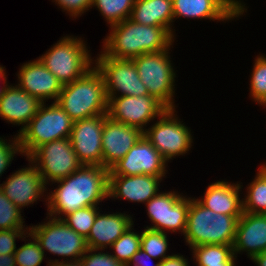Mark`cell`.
<instances>
[{
	"label": "cell",
	"mask_w": 266,
	"mask_h": 266,
	"mask_svg": "<svg viewBox=\"0 0 266 266\" xmlns=\"http://www.w3.org/2000/svg\"><path fill=\"white\" fill-rule=\"evenodd\" d=\"M167 233L145 228L141 232L140 249L146 252L153 259L161 262L163 259L171 256L166 255L170 244H168Z\"/></svg>",
	"instance_id": "obj_29"
},
{
	"label": "cell",
	"mask_w": 266,
	"mask_h": 266,
	"mask_svg": "<svg viewBox=\"0 0 266 266\" xmlns=\"http://www.w3.org/2000/svg\"><path fill=\"white\" fill-rule=\"evenodd\" d=\"M266 251V214L244 212L238 219L233 253L247 252L248 258Z\"/></svg>",
	"instance_id": "obj_21"
},
{
	"label": "cell",
	"mask_w": 266,
	"mask_h": 266,
	"mask_svg": "<svg viewBox=\"0 0 266 266\" xmlns=\"http://www.w3.org/2000/svg\"><path fill=\"white\" fill-rule=\"evenodd\" d=\"M260 106L266 107V102L262 103Z\"/></svg>",
	"instance_id": "obj_46"
},
{
	"label": "cell",
	"mask_w": 266,
	"mask_h": 266,
	"mask_svg": "<svg viewBox=\"0 0 266 266\" xmlns=\"http://www.w3.org/2000/svg\"><path fill=\"white\" fill-rule=\"evenodd\" d=\"M251 260L257 266H266V251L254 256Z\"/></svg>",
	"instance_id": "obj_44"
},
{
	"label": "cell",
	"mask_w": 266,
	"mask_h": 266,
	"mask_svg": "<svg viewBox=\"0 0 266 266\" xmlns=\"http://www.w3.org/2000/svg\"><path fill=\"white\" fill-rule=\"evenodd\" d=\"M15 154H21V148L19 145L18 136L15 135L14 138L9 139V142H7V139H4L0 137V177L6 172V169L11 166L12 160H14Z\"/></svg>",
	"instance_id": "obj_35"
},
{
	"label": "cell",
	"mask_w": 266,
	"mask_h": 266,
	"mask_svg": "<svg viewBox=\"0 0 266 266\" xmlns=\"http://www.w3.org/2000/svg\"><path fill=\"white\" fill-rule=\"evenodd\" d=\"M0 65V80L4 81L3 86H0V98L4 95L6 89L9 86V83L7 82V76H6V68Z\"/></svg>",
	"instance_id": "obj_43"
},
{
	"label": "cell",
	"mask_w": 266,
	"mask_h": 266,
	"mask_svg": "<svg viewBox=\"0 0 266 266\" xmlns=\"http://www.w3.org/2000/svg\"><path fill=\"white\" fill-rule=\"evenodd\" d=\"M103 250L88 249L81 257L83 266H125L122 262L114 258L111 253Z\"/></svg>",
	"instance_id": "obj_36"
},
{
	"label": "cell",
	"mask_w": 266,
	"mask_h": 266,
	"mask_svg": "<svg viewBox=\"0 0 266 266\" xmlns=\"http://www.w3.org/2000/svg\"><path fill=\"white\" fill-rule=\"evenodd\" d=\"M108 117L112 120L146 129L149 122L159 117L167 108L155 97L143 96H107Z\"/></svg>",
	"instance_id": "obj_13"
},
{
	"label": "cell",
	"mask_w": 266,
	"mask_h": 266,
	"mask_svg": "<svg viewBox=\"0 0 266 266\" xmlns=\"http://www.w3.org/2000/svg\"><path fill=\"white\" fill-rule=\"evenodd\" d=\"M134 1L135 0H93L91 8L95 7L98 9L107 24L112 26L131 17Z\"/></svg>",
	"instance_id": "obj_28"
},
{
	"label": "cell",
	"mask_w": 266,
	"mask_h": 266,
	"mask_svg": "<svg viewBox=\"0 0 266 266\" xmlns=\"http://www.w3.org/2000/svg\"><path fill=\"white\" fill-rule=\"evenodd\" d=\"M132 215L126 213H98L87 240L89 249L104 250L110 246L132 225Z\"/></svg>",
	"instance_id": "obj_23"
},
{
	"label": "cell",
	"mask_w": 266,
	"mask_h": 266,
	"mask_svg": "<svg viewBox=\"0 0 266 266\" xmlns=\"http://www.w3.org/2000/svg\"><path fill=\"white\" fill-rule=\"evenodd\" d=\"M109 27L111 32L104 38L101 50L116 59L132 60L146 53L164 51L176 38L164 27L138 24L130 18Z\"/></svg>",
	"instance_id": "obj_2"
},
{
	"label": "cell",
	"mask_w": 266,
	"mask_h": 266,
	"mask_svg": "<svg viewBox=\"0 0 266 266\" xmlns=\"http://www.w3.org/2000/svg\"><path fill=\"white\" fill-rule=\"evenodd\" d=\"M250 76V95L257 104L266 102V56L259 54L254 59Z\"/></svg>",
	"instance_id": "obj_33"
},
{
	"label": "cell",
	"mask_w": 266,
	"mask_h": 266,
	"mask_svg": "<svg viewBox=\"0 0 266 266\" xmlns=\"http://www.w3.org/2000/svg\"><path fill=\"white\" fill-rule=\"evenodd\" d=\"M147 215L152 225L144 228L184 235L189 211V197L177 191L160 192L146 204Z\"/></svg>",
	"instance_id": "obj_12"
},
{
	"label": "cell",
	"mask_w": 266,
	"mask_h": 266,
	"mask_svg": "<svg viewBox=\"0 0 266 266\" xmlns=\"http://www.w3.org/2000/svg\"><path fill=\"white\" fill-rule=\"evenodd\" d=\"M130 19L138 24L164 27L175 36L172 0H135Z\"/></svg>",
	"instance_id": "obj_25"
},
{
	"label": "cell",
	"mask_w": 266,
	"mask_h": 266,
	"mask_svg": "<svg viewBox=\"0 0 266 266\" xmlns=\"http://www.w3.org/2000/svg\"><path fill=\"white\" fill-rule=\"evenodd\" d=\"M175 112V109H166L157 118L159 121L143 131V135L167 162L176 156H185L193 143L191 129L178 119Z\"/></svg>",
	"instance_id": "obj_9"
},
{
	"label": "cell",
	"mask_w": 266,
	"mask_h": 266,
	"mask_svg": "<svg viewBox=\"0 0 266 266\" xmlns=\"http://www.w3.org/2000/svg\"><path fill=\"white\" fill-rule=\"evenodd\" d=\"M166 176L153 175H108V198L125 199L146 204L160 193L159 187Z\"/></svg>",
	"instance_id": "obj_20"
},
{
	"label": "cell",
	"mask_w": 266,
	"mask_h": 266,
	"mask_svg": "<svg viewBox=\"0 0 266 266\" xmlns=\"http://www.w3.org/2000/svg\"><path fill=\"white\" fill-rule=\"evenodd\" d=\"M46 218L48 221L29 226V233L39 242L43 252L66 257V261H69V257L70 261L80 260L89 249L86 238L76 233L62 219L48 215Z\"/></svg>",
	"instance_id": "obj_8"
},
{
	"label": "cell",
	"mask_w": 266,
	"mask_h": 266,
	"mask_svg": "<svg viewBox=\"0 0 266 266\" xmlns=\"http://www.w3.org/2000/svg\"><path fill=\"white\" fill-rule=\"evenodd\" d=\"M23 211L15 206L9 198L0 189V230L8 229H25L29 230V227H25L24 218L22 216ZM25 227V228H24Z\"/></svg>",
	"instance_id": "obj_34"
},
{
	"label": "cell",
	"mask_w": 266,
	"mask_h": 266,
	"mask_svg": "<svg viewBox=\"0 0 266 266\" xmlns=\"http://www.w3.org/2000/svg\"><path fill=\"white\" fill-rule=\"evenodd\" d=\"M0 266H16L14 254L0 255Z\"/></svg>",
	"instance_id": "obj_42"
},
{
	"label": "cell",
	"mask_w": 266,
	"mask_h": 266,
	"mask_svg": "<svg viewBox=\"0 0 266 266\" xmlns=\"http://www.w3.org/2000/svg\"><path fill=\"white\" fill-rule=\"evenodd\" d=\"M241 0H172L173 19H208L229 21L247 12Z\"/></svg>",
	"instance_id": "obj_15"
},
{
	"label": "cell",
	"mask_w": 266,
	"mask_h": 266,
	"mask_svg": "<svg viewBox=\"0 0 266 266\" xmlns=\"http://www.w3.org/2000/svg\"><path fill=\"white\" fill-rule=\"evenodd\" d=\"M187 260L183 255L172 253L160 262V266H190Z\"/></svg>",
	"instance_id": "obj_40"
},
{
	"label": "cell",
	"mask_w": 266,
	"mask_h": 266,
	"mask_svg": "<svg viewBox=\"0 0 266 266\" xmlns=\"http://www.w3.org/2000/svg\"><path fill=\"white\" fill-rule=\"evenodd\" d=\"M73 121L107 114L104 80L95 66L82 77L63 85L56 101Z\"/></svg>",
	"instance_id": "obj_3"
},
{
	"label": "cell",
	"mask_w": 266,
	"mask_h": 266,
	"mask_svg": "<svg viewBox=\"0 0 266 266\" xmlns=\"http://www.w3.org/2000/svg\"><path fill=\"white\" fill-rule=\"evenodd\" d=\"M143 136L140 128L106 117L102 133V166L110 170Z\"/></svg>",
	"instance_id": "obj_18"
},
{
	"label": "cell",
	"mask_w": 266,
	"mask_h": 266,
	"mask_svg": "<svg viewBox=\"0 0 266 266\" xmlns=\"http://www.w3.org/2000/svg\"><path fill=\"white\" fill-rule=\"evenodd\" d=\"M170 48L171 46L164 51L146 53L132 60L149 95L155 97L167 109H176L174 89L177 74L171 63Z\"/></svg>",
	"instance_id": "obj_7"
},
{
	"label": "cell",
	"mask_w": 266,
	"mask_h": 266,
	"mask_svg": "<svg viewBox=\"0 0 266 266\" xmlns=\"http://www.w3.org/2000/svg\"><path fill=\"white\" fill-rule=\"evenodd\" d=\"M149 259H153L152 257H150L146 252H144L142 249H140L138 252H136L131 259L129 260V262L125 265V266H131L133 264V266H149L148 262H150ZM156 264L154 265H150V266H160V262L157 261L155 262Z\"/></svg>",
	"instance_id": "obj_39"
},
{
	"label": "cell",
	"mask_w": 266,
	"mask_h": 266,
	"mask_svg": "<svg viewBox=\"0 0 266 266\" xmlns=\"http://www.w3.org/2000/svg\"><path fill=\"white\" fill-rule=\"evenodd\" d=\"M26 159L29 162L28 167L13 172L0 184L2 192L22 211L26 206L40 200L47 191L36 165L28 157Z\"/></svg>",
	"instance_id": "obj_17"
},
{
	"label": "cell",
	"mask_w": 266,
	"mask_h": 266,
	"mask_svg": "<svg viewBox=\"0 0 266 266\" xmlns=\"http://www.w3.org/2000/svg\"><path fill=\"white\" fill-rule=\"evenodd\" d=\"M193 260L197 266H207L220 263H235L233 245L205 244L191 248Z\"/></svg>",
	"instance_id": "obj_27"
},
{
	"label": "cell",
	"mask_w": 266,
	"mask_h": 266,
	"mask_svg": "<svg viewBox=\"0 0 266 266\" xmlns=\"http://www.w3.org/2000/svg\"><path fill=\"white\" fill-rule=\"evenodd\" d=\"M26 237L31 238L33 241L29 238L27 240ZM22 240L25 241V244L14 252L16 266H40L45 258V253L41 249L39 242L29 232L27 235L25 234ZM26 240L28 241L27 243Z\"/></svg>",
	"instance_id": "obj_32"
},
{
	"label": "cell",
	"mask_w": 266,
	"mask_h": 266,
	"mask_svg": "<svg viewBox=\"0 0 266 266\" xmlns=\"http://www.w3.org/2000/svg\"><path fill=\"white\" fill-rule=\"evenodd\" d=\"M108 114H100L73 122L70 141L82 165L102 166V133Z\"/></svg>",
	"instance_id": "obj_16"
},
{
	"label": "cell",
	"mask_w": 266,
	"mask_h": 266,
	"mask_svg": "<svg viewBox=\"0 0 266 266\" xmlns=\"http://www.w3.org/2000/svg\"><path fill=\"white\" fill-rule=\"evenodd\" d=\"M134 226L129 227L111 246V254L118 261L126 265L131 257L140 250L141 233L134 232Z\"/></svg>",
	"instance_id": "obj_30"
},
{
	"label": "cell",
	"mask_w": 266,
	"mask_h": 266,
	"mask_svg": "<svg viewBox=\"0 0 266 266\" xmlns=\"http://www.w3.org/2000/svg\"><path fill=\"white\" fill-rule=\"evenodd\" d=\"M93 60L94 66L103 77L106 96L138 97L149 94L133 60L109 57L102 50Z\"/></svg>",
	"instance_id": "obj_11"
},
{
	"label": "cell",
	"mask_w": 266,
	"mask_h": 266,
	"mask_svg": "<svg viewBox=\"0 0 266 266\" xmlns=\"http://www.w3.org/2000/svg\"><path fill=\"white\" fill-rule=\"evenodd\" d=\"M207 266H236V263H220V264L207 265Z\"/></svg>",
	"instance_id": "obj_45"
},
{
	"label": "cell",
	"mask_w": 266,
	"mask_h": 266,
	"mask_svg": "<svg viewBox=\"0 0 266 266\" xmlns=\"http://www.w3.org/2000/svg\"><path fill=\"white\" fill-rule=\"evenodd\" d=\"M238 183L224 180L211 183L206 188L203 198L197 200L215 213L234 215L239 219L244 211L243 199L240 196L242 182Z\"/></svg>",
	"instance_id": "obj_24"
},
{
	"label": "cell",
	"mask_w": 266,
	"mask_h": 266,
	"mask_svg": "<svg viewBox=\"0 0 266 266\" xmlns=\"http://www.w3.org/2000/svg\"><path fill=\"white\" fill-rule=\"evenodd\" d=\"M77 36H64L45 54L39 56L45 67L61 82L71 83L94 66L86 41Z\"/></svg>",
	"instance_id": "obj_6"
},
{
	"label": "cell",
	"mask_w": 266,
	"mask_h": 266,
	"mask_svg": "<svg viewBox=\"0 0 266 266\" xmlns=\"http://www.w3.org/2000/svg\"><path fill=\"white\" fill-rule=\"evenodd\" d=\"M29 230L8 229L0 230V255L14 254L16 251V239H22Z\"/></svg>",
	"instance_id": "obj_37"
},
{
	"label": "cell",
	"mask_w": 266,
	"mask_h": 266,
	"mask_svg": "<svg viewBox=\"0 0 266 266\" xmlns=\"http://www.w3.org/2000/svg\"><path fill=\"white\" fill-rule=\"evenodd\" d=\"M73 122L57 102L49 106L42 103L36 115L17 135L22 155L29 157L39 146L69 138Z\"/></svg>",
	"instance_id": "obj_5"
},
{
	"label": "cell",
	"mask_w": 266,
	"mask_h": 266,
	"mask_svg": "<svg viewBox=\"0 0 266 266\" xmlns=\"http://www.w3.org/2000/svg\"><path fill=\"white\" fill-rule=\"evenodd\" d=\"M48 264L47 266H83L80 260L77 261H59V259H55V260H49L47 261Z\"/></svg>",
	"instance_id": "obj_41"
},
{
	"label": "cell",
	"mask_w": 266,
	"mask_h": 266,
	"mask_svg": "<svg viewBox=\"0 0 266 266\" xmlns=\"http://www.w3.org/2000/svg\"><path fill=\"white\" fill-rule=\"evenodd\" d=\"M168 162L143 135L110 170L109 175L165 176Z\"/></svg>",
	"instance_id": "obj_14"
},
{
	"label": "cell",
	"mask_w": 266,
	"mask_h": 266,
	"mask_svg": "<svg viewBox=\"0 0 266 266\" xmlns=\"http://www.w3.org/2000/svg\"><path fill=\"white\" fill-rule=\"evenodd\" d=\"M237 222L236 216L215 213L190 196L185 242L190 248L205 244L233 245Z\"/></svg>",
	"instance_id": "obj_4"
},
{
	"label": "cell",
	"mask_w": 266,
	"mask_h": 266,
	"mask_svg": "<svg viewBox=\"0 0 266 266\" xmlns=\"http://www.w3.org/2000/svg\"><path fill=\"white\" fill-rule=\"evenodd\" d=\"M42 102L23 91L17 84L9 85L0 98V117L13 125H21L18 135L36 115Z\"/></svg>",
	"instance_id": "obj_22"
},
{
	"label": "cell",
	"mask_w": 266,
	"mask_h": 266,
	"mask_svg": "<svg viewBox=\"0 0 266 266\" xmlns=\"http://www.w3.org/2000/svg\"><path fill=\"white\" fill-rule=\"evenodd\" d=\"M17 73V85L26 93L42 103L49 99H53V102L58 100L63 85L39 58L22 64Z\"/></svg>",
	"instance_id": "obj_19"
},
{
	"label": "cell",
	"mask_w": 266,
	"mask_h": 266,
	"mask_svg": "<svg viewBox=\"0 0 266 266\" xmlns=\"http://www.w3.org/2000/svg\"><path fill=\"white\" fill-rule=\"evenodd\" d=\"M28 158L36 165L46 187L49 182L64 179L82 166L69 138L39 146Z\"/></svg>",
	"instance_id": "obj_10"
},
{
	"label": "cell",
	"mask_w": 266,
	"mask_h": 266,
	"mask_svg": "<svg viewBox=\"0 0 266 266\" xmlns=\"http://www.w3.org/2000/svg\"><path fill=\"white\" fill-rule=\"evenodd\" d=\"M99 208L98 206H88L70 212L61 219L76 233L87 238L97 214L101 212Z\"/></svg>",
	"instance_id": "obj_31"
},
{
	"label": "cell",
	"mask_w": 266,
	"mask_h": 266,
	"mask_svg": "<svg viewBox=\"0 0 266 266\" xmlns=\"http://www.w3.org/2000/svg\"><path fill=\"white\" fill-rule=\"evenodd\" d=\"M109 170L100 165H82L68 177L58 180L45 195L47 215L61 219L66 214L88 206H98L108 198Z\"/></svg>",
	"instance_id": "obj_1"
},
{
	"label": "cell",
	"mask_w": 266,
	"mask_h": 266,
	"mask_svg": "<svg viewBox=\"0 0 266 266\" xmlns=\"http://www.w3.org/2000/svg\"><path fill=\"white\" fill-rule=\"evenodd\" d=\"M258 168L254 180L246 187L243 211L252 214H266V163Z\"/></svg>",
	"instance_id": "obj_26"
},
{
	"label": "cell",
	"mask_w": 266,
	"mask_h": 266,
	"mask_svg": "<svg viewBox=\"0 0 266 266\" xmlns=\"http://www.w3.org/2000/svg\"><path fill=\"white\" fill-rule=\"evenodd\" d=\"M66 12L70 17L77 18L84 14L86 11H89L92 6L93 0H52Z\"/></svg>",
	"instance_id": "obj_38"
}]
</instances>
